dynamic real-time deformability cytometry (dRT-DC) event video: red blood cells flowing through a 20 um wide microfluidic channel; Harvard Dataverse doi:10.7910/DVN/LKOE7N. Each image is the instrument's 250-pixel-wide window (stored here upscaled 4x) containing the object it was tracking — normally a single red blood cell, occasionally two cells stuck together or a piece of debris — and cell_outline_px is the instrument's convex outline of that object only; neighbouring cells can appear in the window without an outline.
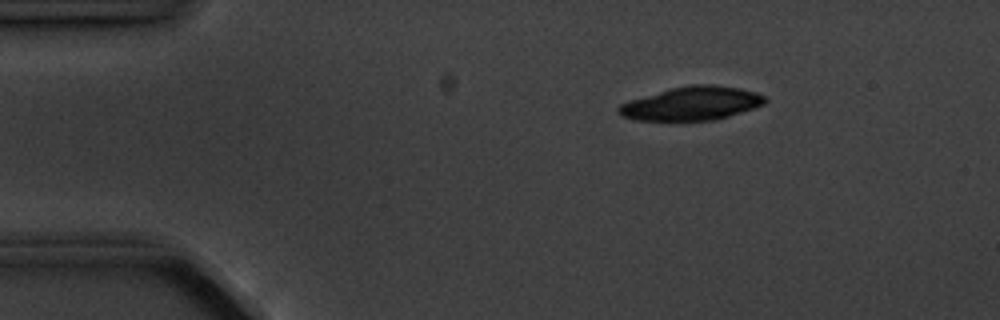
{"species": "common noctule bat (a hibernating species)", "species_latin": "Nyctalus noctula", "temperature_condition": "cold", "stored_images_in_passage": 5, "camera_frame_rate_fps": 3000, "um_per_image_px": 0.085, "animal": {"sex": "male", "body_mass_g": 20.1, "forearm_length_mm": 53.5}, "frame": {"image": 1, "passage_image": 3, "time_ms": 2.333, "image_size_px": [1000, 320], "cell_outline_px": [[768, 100], [764, 104], [716, 120], [636, 120], [624, 116], [616, 112], [616, 108], [620, 104], [632, 100], [672, 88], [692, 84], [712, 84], [740, 88], [756, 92], [764, 96]], "centroid_in_image_um": [58.82, 8.79], "position_along_channel_um": 26.2, "area_um2": 28.26}}